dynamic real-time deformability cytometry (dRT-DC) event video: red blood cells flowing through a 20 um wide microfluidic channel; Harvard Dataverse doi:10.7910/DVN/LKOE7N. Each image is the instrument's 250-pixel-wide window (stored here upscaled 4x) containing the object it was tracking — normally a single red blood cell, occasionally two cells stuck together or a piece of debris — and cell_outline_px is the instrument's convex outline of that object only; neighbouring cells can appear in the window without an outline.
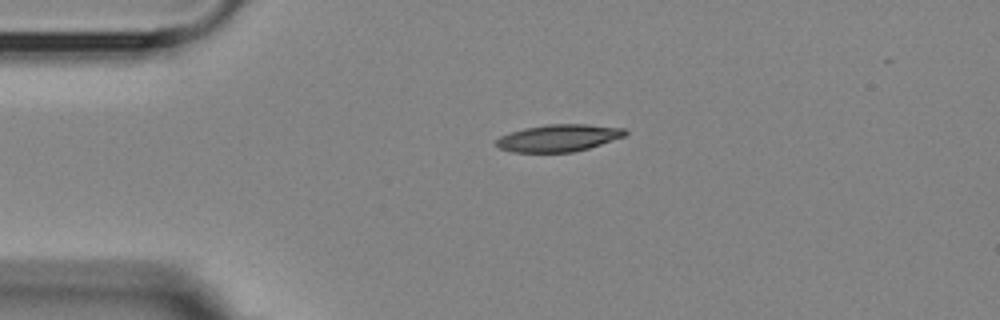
{"species": "Egyptian fruit bat (a non-hibernating species)", "species_latin": "Rousettus aegyptiacus", "temperature_condition": "room temperature", "stored_images_in_passage": 2, "camera_frame_rate_fps": 3000, "um_per_image_px": 0.085, "animal": {"sex": "female"}, "frame": {"image": 1, "passage_image": 1, "time_ms": 0.0, "image_size_px": [1000, 320], "cell_outline_px": [[628, 132], [624, 136], [588, 148], [572, 152], [512, 152], [500, 148], [496, 144], [496, 140], [500, 136], [524, 128], [548, 124], [588, 124], [624, 128]], "centroid_in_image_um": [47.48, 11.72], "position_along_channel_um": 37.5, "area_um2": 20.17}}